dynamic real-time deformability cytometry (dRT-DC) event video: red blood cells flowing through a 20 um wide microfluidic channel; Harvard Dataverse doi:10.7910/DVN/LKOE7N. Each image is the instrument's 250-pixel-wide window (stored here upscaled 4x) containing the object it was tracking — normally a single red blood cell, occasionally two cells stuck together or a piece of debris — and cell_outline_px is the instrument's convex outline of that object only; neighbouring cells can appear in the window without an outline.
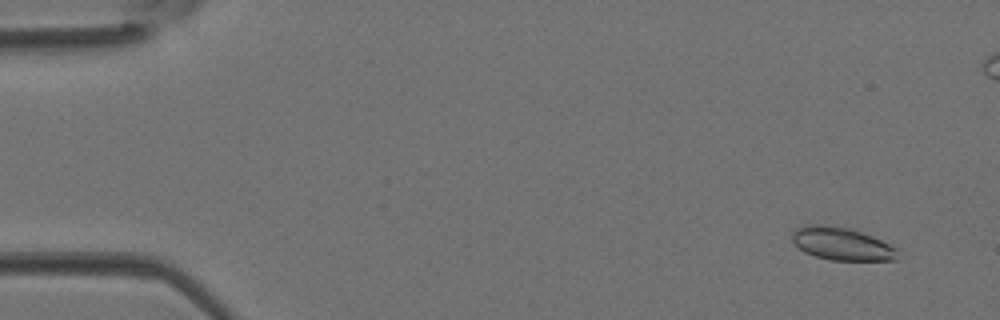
{"species": "Egyptian fruit bat (a non-hibernating species)", "species_latin": "Rousettus aegyptiacus", "temperature_condition": "room temperature", "stored_images_in_passage": 45, "camera_frame_rate_fps": 3000, "um_per_image_px": 0.085, "animal": {"sex": "female"}, "frame": {"image": 1, "passage_image": 3, "time_ms": 0.667, "image_size_px": [1000, 320], "cell_outline_px": [[900, 260], [832, 260], [816, 256], [804, 252], [792, 240], [792, 236], [796, 228], [812, 224], [848, 228], [872, 236], [892, 244], [900, 248]], "centroid_in_image_um": [71.66, 20.75], "position_along_channel_um": 13.3, "area_um2": 20.17}}
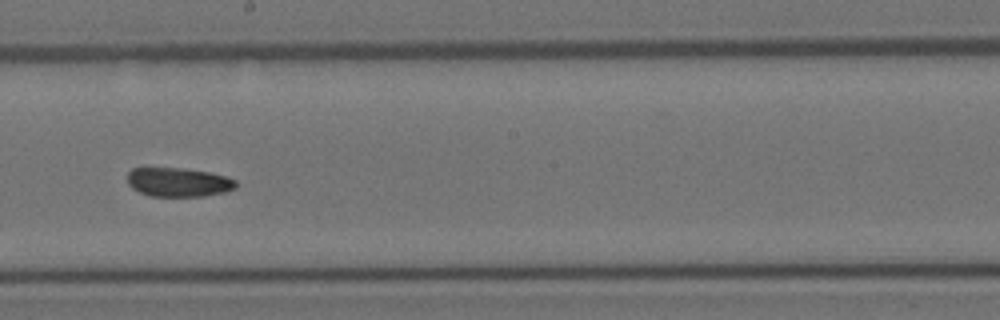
{"frame": {"image": 2, "passage_image": 25, "time_ms": 8.0, "image_size_px": [1000, 320], "cell_outline_px": [[236, 188], [224, 192], [204, 196], [152, 196], [140, 192], [132, 188], [128, 184], [128, 172], [132, 168], [184, 168], [212, 172], [236, 180]], "centroid_in_image_um": [15.17, 15.48], "position_along_channel_um": 233.0, "area_um2": 18.38}}
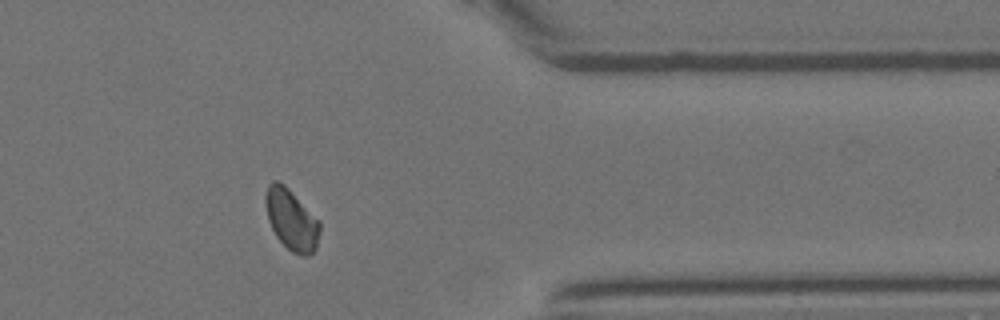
{"frame": {"image": 3, "passage_image": 36, "time_ms": 11.667, "image_size_px": [1000, 320], "cell_outline_px": [[320, 232], [316, 248], [308, 256], [304, 256], [292, 252], [276, 236], [268, 220], [264, 200], [264, 196], [268, 184], [272, 180], [276, 180], [284, 184], [320, 220]], "centroid_in_image_um": [24.77, 18.65], "position_along_channel_um": 386.6, "area_um2": 19.36}}